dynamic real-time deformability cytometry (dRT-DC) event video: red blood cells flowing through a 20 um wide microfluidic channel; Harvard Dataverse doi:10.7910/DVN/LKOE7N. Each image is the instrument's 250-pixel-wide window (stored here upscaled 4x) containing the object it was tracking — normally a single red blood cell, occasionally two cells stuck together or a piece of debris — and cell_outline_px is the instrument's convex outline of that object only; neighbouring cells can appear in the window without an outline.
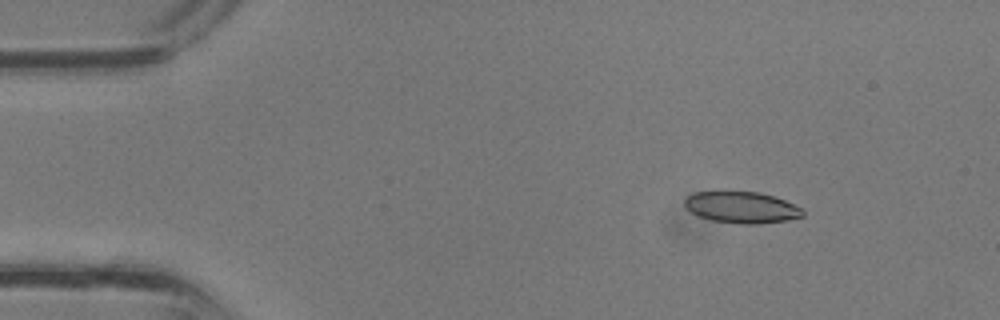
{"species": "common noctule bat (a hibernating species)", "species_latin": "Nyctalus noctula", "temperature_condition": "room temperature", "stored_images_in_passage": 33, "camera_frame_rate_fps": 3000, "um_per_image_px": 0.085, "animal": {"sex": "male", "body_mass_g": 13.3}, "frame": {"image": 1, "passage_image": 1, "time_ms": 0.0, "image_size_px": [1000, 320], "cell_outline_px": [[804, 216], [788, 220], [756, 224], [740, 224], [712, 220], [700, 216], [692, 212], [684, 204], [684, 200], [688, 196], [696, 192], [724, 188], [760, 192], [784, 200], [804, 208]], "centroid_in_image_um": [63.04, 17.57], "position_along_channel_um": 22.0, "area_um2": 22.37}}
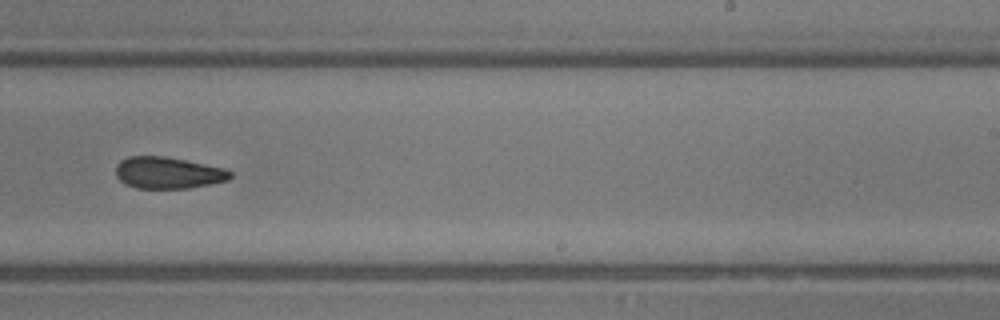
{"frame": {"image": 2, "passage_image": 19, "time_ms": 6.0, "image_size_px": [1000, 320], "cell_outline_px": [[232, 176], [228, 180], [188, 188], [136, 188], [124, 184], [116, 176], [116, 164], [120, 160], [128, 156], [164, 156], [228, 168], [232, 172]], "centroid_in_image_um": [14.28, 14.68], "position_along_channel_um": 274.7, "area_um2": 21.27}}
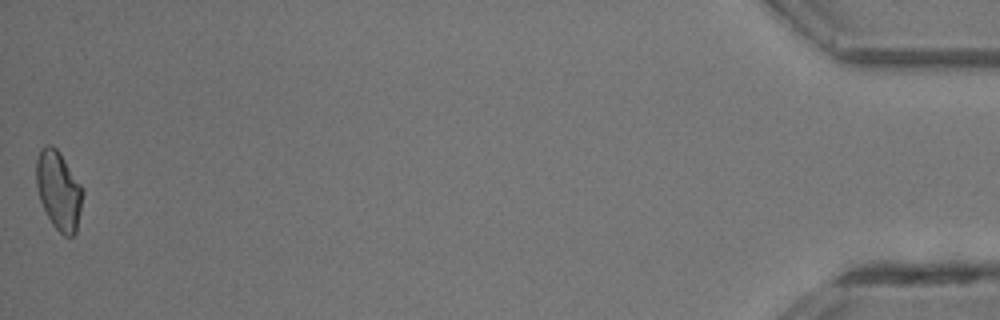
{"frame": {"image": 3, "passage_image": 33, "time_ms": 10.667, "image_size_px": [1000, 320], "cell_outline_px": [[84, 192], [76, 232], [72, 236], [64, 236], [52, 224], [40, 200], [36, 184], [36, 160], [40, 148], [44, 144], [52, 144], [60, 152], [84, 188]], "centroid_in_image_um": [4.99, 16.14], "position_along_channel_um": 430.2, "area_um2": 21.5}}